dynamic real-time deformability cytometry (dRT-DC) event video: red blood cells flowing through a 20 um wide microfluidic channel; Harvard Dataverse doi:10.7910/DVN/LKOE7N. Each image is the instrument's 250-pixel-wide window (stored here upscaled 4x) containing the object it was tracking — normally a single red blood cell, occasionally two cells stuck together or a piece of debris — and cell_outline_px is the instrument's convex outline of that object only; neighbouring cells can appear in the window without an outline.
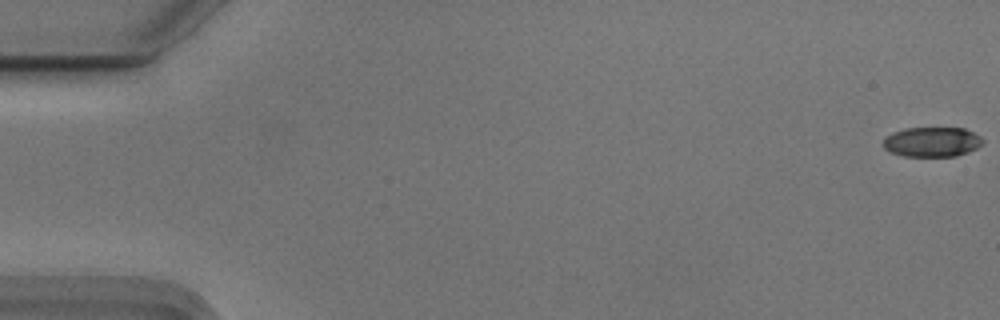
{"species": "Egyptian fruit bat (a non-hibernating species)", "species_latin": "Rousettus aegyptiacus", "temperature_condition": "cold", "stored_images_in_passage": 56, "camera_frame_rate_fps": 3000, "um_per_image_px": 0.085, "animal": {"sex": "male"}, "frame": {"image": 1, "passage_image": 1, "time_ms": 0.0, "image_size_px": [1000, 320], "cell_outline_px": [[984, 140], [976, 148], [968, 152], [956, 156], [904, 156], [892, 152], [884, 148], [880, 144], [884, 136], [892, 132], [904, 128], [964, 128], [980, 136]], "centroid_in_image_um": [79.16, 12.05], "position_along_channel_um": 5.8, "area_um2": 17.4}}
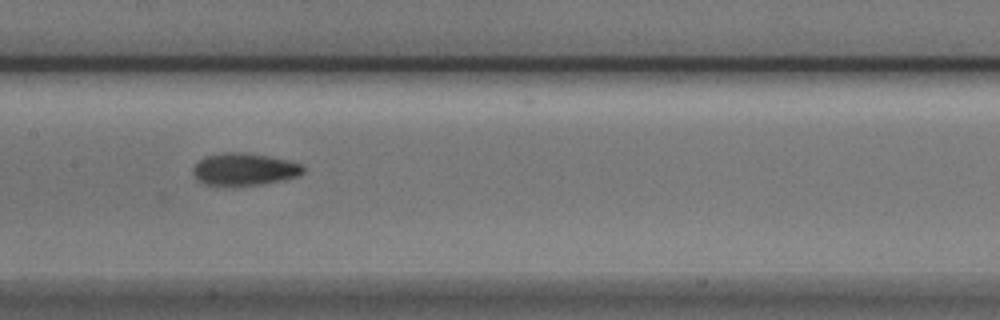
{"frame": {"image": 2, "passage_image": 28, "time_ms": 9.0, "image_size_px": [1000, 320], "cell_outline_px": [[304, 172], [300, 176], [264, 184], [232, 188], [204, 184], [196, 180], [192, 172], [192, 168], [204, 156], [228, 152], [240, 152], [268, 156], [288, 160], [300, 164], [304, 168]], "centroid_in_image_um": [20.73, 14.43], "position_along_channel_um": 186.7, "area_um2": 21.33}}
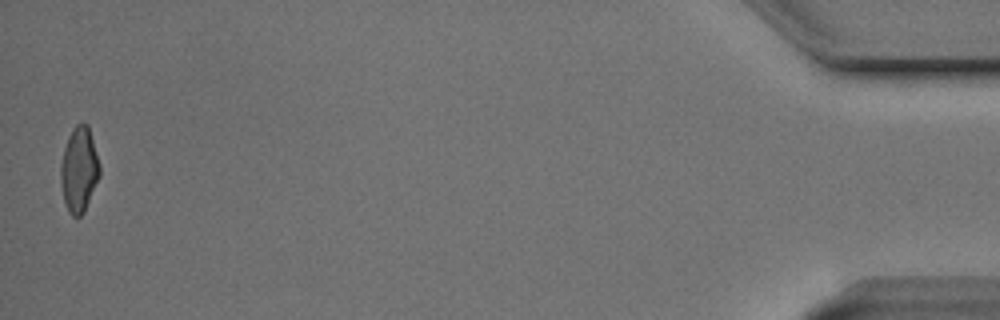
{"frame": {"image": 3, "passage_image": 55, "time_ms": 18.0, "image_size_px": [1000, 320], "cell_outline_px": [[100, 176], [84, 212], [80, 216], [72, 216], [68, 212], [64, 200], [60, 184], [60, 164], [64, 148], [68, 136], [76, 124], [88, 124], [100, 164]], "centroid_in_image_um": [6.72, 14.43], "position_along_channel_um": 428.5, "area_um2": 19.42}, "authors_computed_cell_mechanics": {"area_um2": 19.363, "velocity_mm_per_s": 3.7563, "shape_relaxation_time_tau1_ms": 4.4674, "shape_relaxation_time_tau2_ms": 2.6823, "deformation_change_tau1": 0.1589, "deformation_change_tau2": 0.0851}}